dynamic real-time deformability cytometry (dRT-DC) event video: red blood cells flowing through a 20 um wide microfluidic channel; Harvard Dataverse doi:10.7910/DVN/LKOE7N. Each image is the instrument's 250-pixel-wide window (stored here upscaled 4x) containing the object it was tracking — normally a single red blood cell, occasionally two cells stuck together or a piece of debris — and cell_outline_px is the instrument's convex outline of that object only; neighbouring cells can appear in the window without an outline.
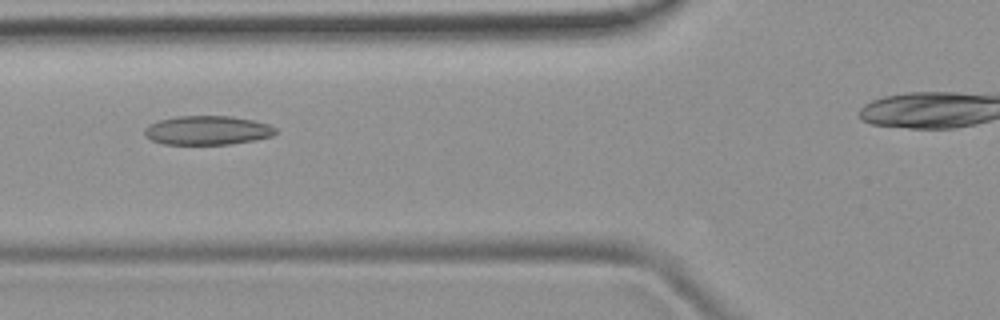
{"species": "common noctule bat (a hibernating species)", "species_latin": "Nyctalus noctula", "temperature_condition": "room temperature", "stored_images_in_passage": 31, "camera_frame_rate_fps": 3000, "um_per_image_px": 0.085, "animal": {"sex": "female", "body_mass_g": 19.9}, "frame": {"image": 1, "passage_image": 5, "time_ms": 1.333, "image_size_px": [1000, 320], "cell_outline_px": [[276, 132], [272, 136], [256, 140], [228, 144], [164, 144], [152, 140], [144, 132], [144, 128], [148, 124], [160, 120], [176, 116], [232, 116], [252, 120], [268, 124], [276, 128]], "centroid_in_image_um": [17.63, 11.07], "position_along_channel_um": 108.2, "area_um2": 22.08}}
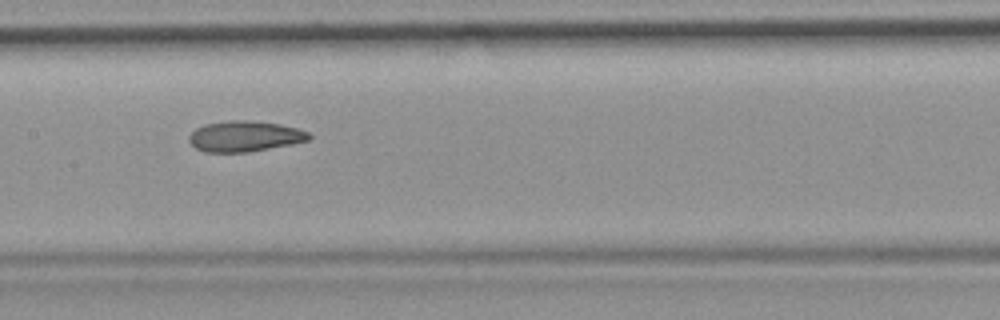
{"frame": {"image": 2, "passage_image": 11, "time_ms": 3.333, "image_size_px": [1000, 320], "cell_outline_px": [[312, 136], [308, 140], [292, 144], [248, 152], [204, 152], [196, 148], [188, 140], [188, 136], [196, 128], [204, 124], [228, 120], [248, 120], [280, 124], [296, 128], [308, 132]], "centroid_in_image_um": [20.78, 11.58], "position_along_channel_um": 186.6, "area_um2": 21.44}}
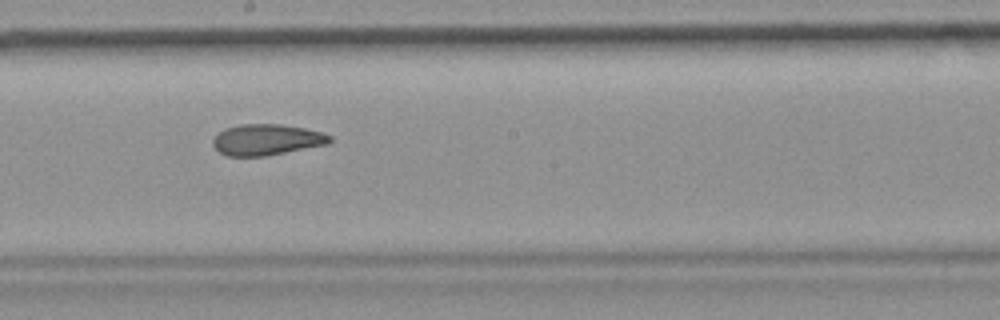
{"frame": {"image": 3, "passage_image": 14, "time_ms": 4.333, "image_size_px": [1000, 320], "cell_outline_px": [[332, 140], [328, 144], [264, 156], [228, 156], [220, 152], [212, 144], [212, 140], [224, 128], [240, 124], [280, 124], [304, 128], [320, 132], [332, 136]], "centroid_in_image_um": [22.66, 11.87], "position_along_channel_um": 225.5, "area_um2": 20.98}, "authors_computed_cell_mechanics": {"area_um2": 21.5016, "velocity_mm_per_s": 3.9125, "shape_relaxation_time_tau1_ms": null, "shape_relaxation_time_tau2_ms": 4.4744, "deformation_change_tau1": null, "deformation_change_tau2": 0.1233}}